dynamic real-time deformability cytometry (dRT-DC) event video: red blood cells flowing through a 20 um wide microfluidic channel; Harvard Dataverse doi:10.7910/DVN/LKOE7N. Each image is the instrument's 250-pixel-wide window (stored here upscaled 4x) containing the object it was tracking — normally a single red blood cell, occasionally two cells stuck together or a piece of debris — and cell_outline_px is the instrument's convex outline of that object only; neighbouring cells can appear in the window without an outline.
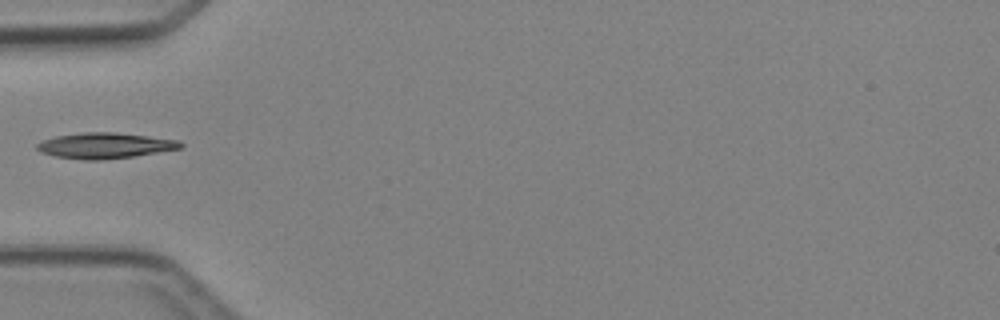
{"species": "Egyptian fruit bat (a non-hibernating species)", "species_latin": "Rousettus aegyptiacus", "temperature_condition": "cold", "stored_images_in_passage": 1, "camera_frame_rate_fps": 3000, "um_per_image_px": 0.085, "animal": {"sex": "female"}, "frame": {"image": 1, "passage_image": 1, "time_ms": 0.0, "image_size_px": [1000, 320], "cell_outline_px": [[184, 144], [180, 148], [132, 156], [100, 160], [84, 160], [56, 156], [40, 152], [36, 148], [36, 144], [44, 140], [56, 136], [84, 132], [116, 132], [148, 136], [176, 140]], "centroid_in_image_um": [8.87, 12.37], "position_along_channel_um": 76.1, "area_um2": 21.15}}